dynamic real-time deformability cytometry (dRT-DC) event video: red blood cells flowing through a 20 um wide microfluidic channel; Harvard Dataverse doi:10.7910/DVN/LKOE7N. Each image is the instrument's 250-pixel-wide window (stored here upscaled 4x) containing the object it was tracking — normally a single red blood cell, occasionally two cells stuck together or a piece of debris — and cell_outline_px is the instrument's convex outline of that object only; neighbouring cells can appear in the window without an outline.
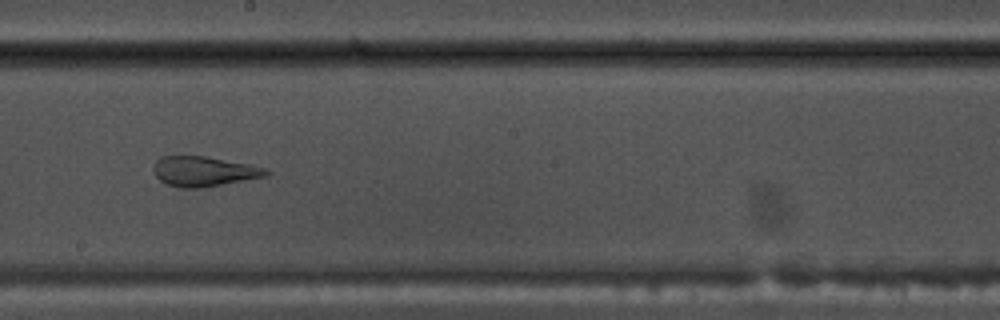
{"species": "common noctule bat (a hibernating species)", "species_latin": "Nyctalus noctula", "temperature_condition": "warm", "stored_images_in_passage": 53, "camera_frame_rate_fps": 3000, "um_per_image_px": 0.085, "animal": {"sex": "male", "body_mass_g": 17.5, "forearm_length_mm": 52.3}, "frame": {"image": 1, "passage_image": 30, "time_ms": 9.667, "image_size_px": [1000, 320], "cell_outline_px": [[272, 172], [268, 176], [200, 188], [180, 188], [168, 184], [160, 180], [152, 172], [152, 168], [156, 160], [164, 156], [204, 156], [252, 164], [268, 168]], "centroid_in_image_um": [17.37, 14.56], "position_along_channel_um": 230.8, "area_um2": 19.88}}
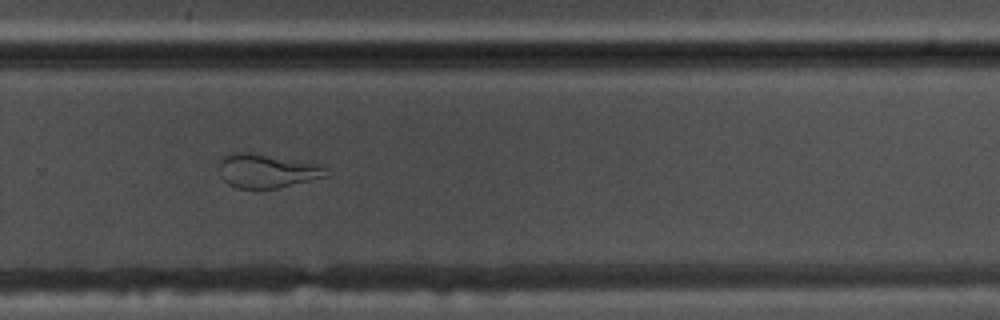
{"frame": {"image": 2, "passage_image": 36, "time_ms": 11.667, "image_size_px": [1000, 320], "cell_outline_px": [[328, 176], [276, 188], [236, 188], [228, 184], [220, 176], [220, 160], [224, 156], [232, 152], [248, 152], [304, 160], [324, 164]], "centroid_in_image_um": [22.72, 14.5], "position_along_channel_um": 307.1, "area_um2": 21.39}}
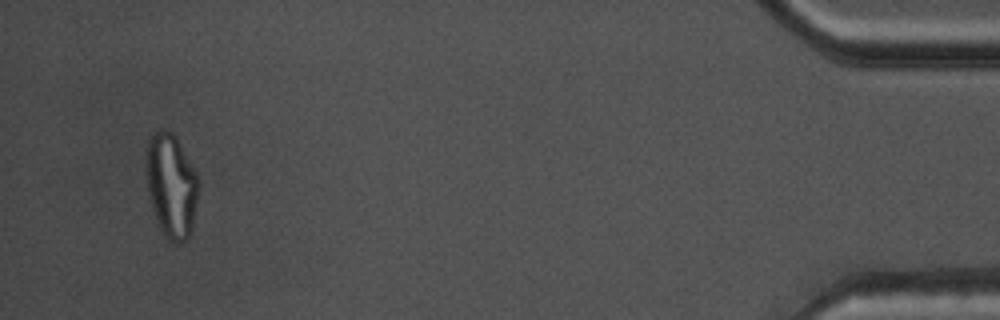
{"frame": {"image": 3, "passage_image": 51, "time_ms": 16.667, "image_size_px": [1000, 320], "cell_outline_px": [[200, 184], [192, 228], [188, 240], [176, 244], [168, 240], [164, 236], [160, 228], [148, 192], [144, 172], [144, 160], [148, 140], [152, 132], [164, 128], [168, 128], [176, 136], [196, 172]], "centroid_in_image_um": [14.54, 15.73], "position_along_channel_um": 420.7, "area_um2": 32.43}, "authors_computed_cell_mechanics": {"area_um2": 28.322, "velocity_mm_per_s": 3.82, "shape_relaxation_time_tau1_ms": null, "shape_relaxation_time_tau2_ms": 0.8668, "deformation_change_tau1": null, "deformation_change_tau2": 0.0818}}